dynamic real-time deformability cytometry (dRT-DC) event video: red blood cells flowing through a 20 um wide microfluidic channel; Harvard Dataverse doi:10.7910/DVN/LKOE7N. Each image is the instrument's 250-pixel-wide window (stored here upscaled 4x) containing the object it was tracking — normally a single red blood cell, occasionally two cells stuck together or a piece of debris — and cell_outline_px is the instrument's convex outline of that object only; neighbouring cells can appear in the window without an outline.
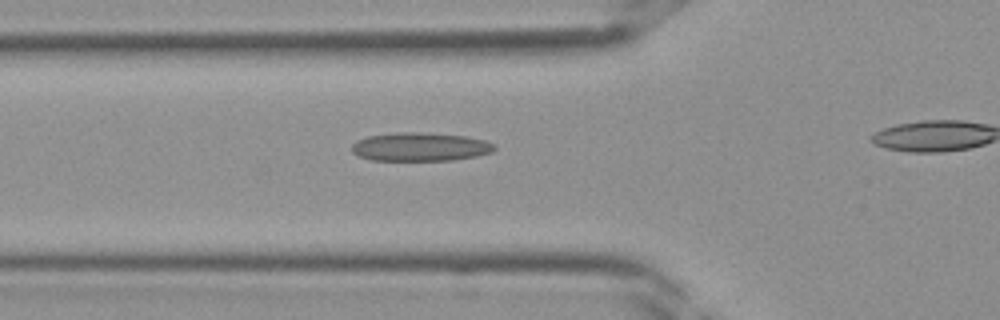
{"species": "Egyptian fruit bat (a non-hibernating species)", "species_latin": "Rousettus aegyptiacus", "temperature_condition": "room temperature", "stored_images_in_passage": 9, "camera_frame_rate_fps": 3000, "um_per_image_px": 0.085, "frame": {"image": 1, "passage_image": 3, "time_ms": 0.667, "image_size_px": [1000, 320], "cell_outline_px": [[496, 148], [492, 152], [476, 156], [452, 160], [368, 160], [352, 152], [352, 144], [356, 140], [368, 136], [400, 132], [420, 132], [464, 136], [484, 140], [496, 144]], "centroid_in_image_um": [35.71, 12.48], "position_along_channel_um": 90.1, "area_um2": 23.7}}
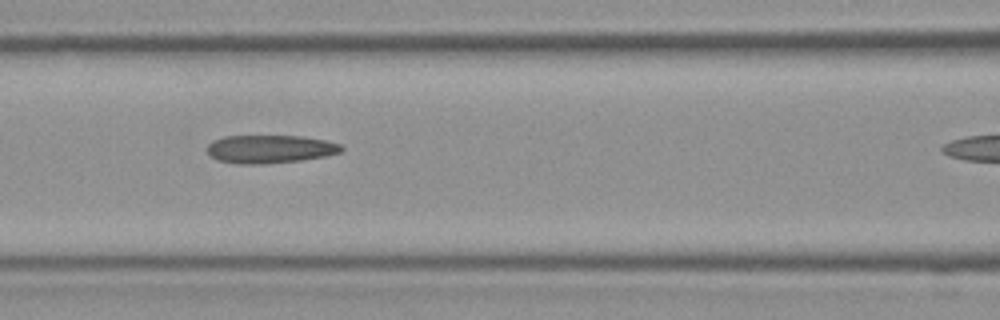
{"frame": {"image": 2, "passage_image": 6, "time_ms": 1.667, "image_size_px": [1000, 320], "cell_outline_px": [[344, 148], [340, 152], [328, 156], [300, 160], [264, 164], [240, 164], [216, 160], [208, 152], [208, 144], [212, 140], [224, 136], [300, 136], [324, 140], [340, 144]], "centroid_in_image_um": [22.94, 12.67], "position_along_channel_um": 143.7, "area_um2": 22.02}}
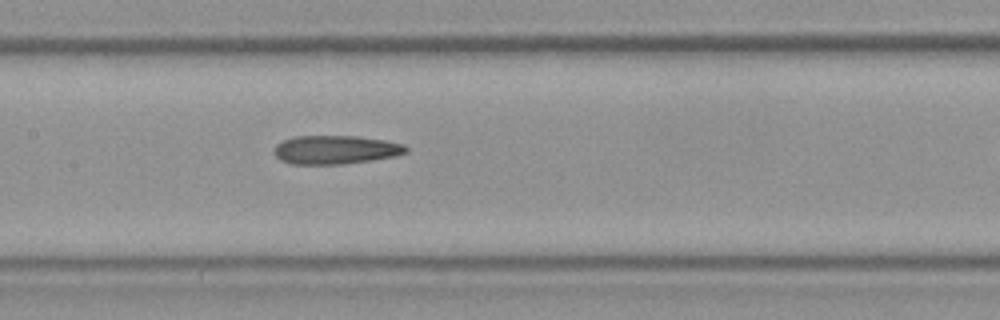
{"frame": {"image": 3, "passage_image": 8, "time_ms": 2.333, "image_size_px": [1000, 320], "cell_outline_px": [[408, 152], [396, 156], [372, 160], [344, 164], [292, 164], [280, 160], [272, 152], [276, 144], [284, 140], [296, 136], [356, 136], [384, 140], [404, 144], [408, 148]], "centroid_in_image_um": [28.52, 12.73], "position_along_channel_um": 178.9, "area_um2": 22.14}}